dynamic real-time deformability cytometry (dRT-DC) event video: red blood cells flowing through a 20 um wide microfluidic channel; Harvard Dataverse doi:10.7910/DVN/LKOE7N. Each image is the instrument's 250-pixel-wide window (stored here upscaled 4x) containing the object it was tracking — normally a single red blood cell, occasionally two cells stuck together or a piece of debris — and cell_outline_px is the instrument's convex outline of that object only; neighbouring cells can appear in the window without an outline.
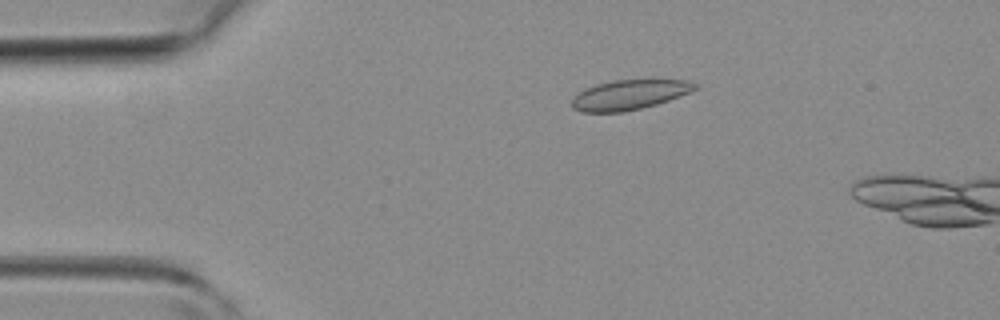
{"species": "common noctule bat (a hibernating species)", "species_latin": "Nyctalus noctula", "temperature_condition": "room temperature", "stored_images_in_passage": 13, "camera_frame_rate_fps": 3000, "um_per_image_px": 0.085, "animal": {"sex": "female", "body_mass_g": 19.3, "forearm_length_mm": 54.1}, "frame": {"image": 1, "passage_image": 9, "time_ms": 2.667, "image_size_px": [1000, 320], "cell_outline_px": [[700, 88], [680, 96], [656, 104], [624, 112], [580, 112], [572, 108], [572, 100], [584, 88], [596, 84], [612, 80], [684, 80], [696, 84]], "centroid_in_image_um": [53.48, 8.06], "position_along_channel_um": 31.5, "area_um2": 21.27}}